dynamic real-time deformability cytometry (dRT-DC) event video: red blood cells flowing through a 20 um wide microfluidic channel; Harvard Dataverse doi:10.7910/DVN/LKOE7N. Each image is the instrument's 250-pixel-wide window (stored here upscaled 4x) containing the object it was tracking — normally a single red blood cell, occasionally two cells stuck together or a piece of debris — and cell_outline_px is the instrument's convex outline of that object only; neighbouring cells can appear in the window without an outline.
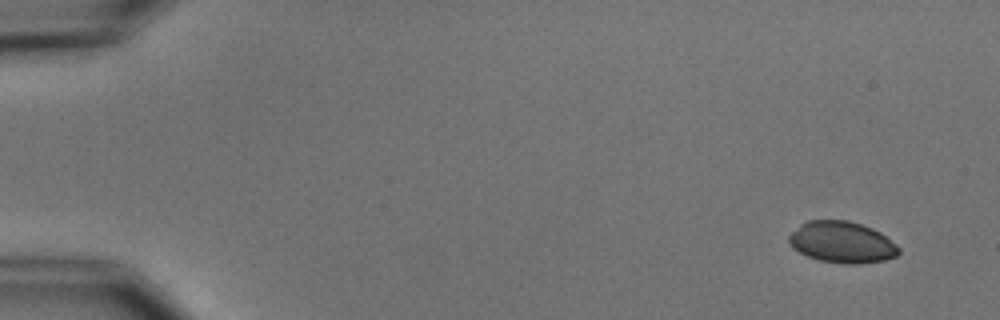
{"species": "common noctule bat (a hibernating species)", "species_latin": "Nyctalus noctula", "temperature_condition": "cold", "stored_images_in_passage": 4, "camera_frame_rate_fps": 3000, "um_per_image_px": 0.085, "animal": {"sex": "male", "body_mass_g": 15.6}, "frame": {"image": 1, "passage_image": 1, "time_ms": 0.0, "image_size_px": [1000, 320], "cell_outline_px": [[900, 252], [896, 256], [884, 260], [860, 264], [844, 264], [820, 260], [808, 256], [792, 248], [788, 240], [788, 236], [800, 224], [808, 220], [848, 220], [872, 228], [880, 232], [896, 244], [900, 248]], "centroid_in_image_um": [71.57, 20.59], "position_along_channel_um": 13.4, "area_um2": 26.53}}
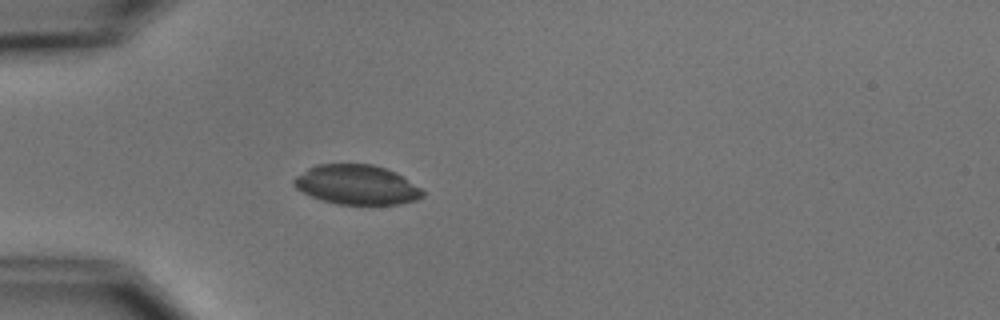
{"frame": {"image": 2, "passage_image": 4, "time_ms": 4.333, "image_size_px": [1000, 320], "cell_outline_px": [[424, 196], [416, 200], [400, 204], [336, 204], [320, 200], [296, 188], [292, 184], [292, 180], [296, 176], [308, 168], [316, 164], [372, 164], [396, 172], [420, 188], [424, 192]], "centroid_in_image_um": [30.3, 15.7], "position_along_channel_um": 54.7, "area_um2": 29.65}}